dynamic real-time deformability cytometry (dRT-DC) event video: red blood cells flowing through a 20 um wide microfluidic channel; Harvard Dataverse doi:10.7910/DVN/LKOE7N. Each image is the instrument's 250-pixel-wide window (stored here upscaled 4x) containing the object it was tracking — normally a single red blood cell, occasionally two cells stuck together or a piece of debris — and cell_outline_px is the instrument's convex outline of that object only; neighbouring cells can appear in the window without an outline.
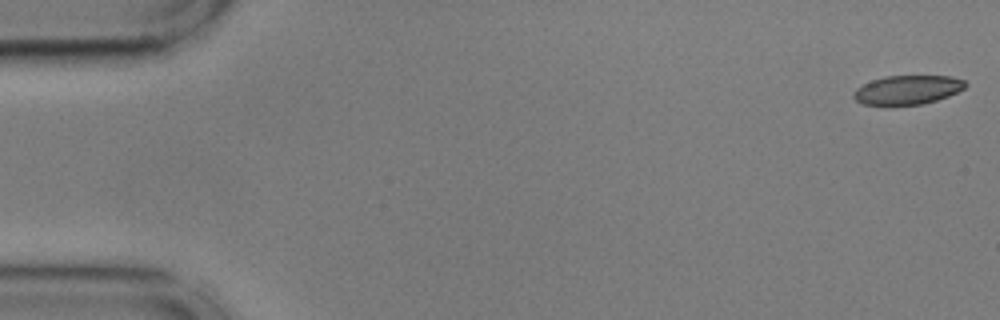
{"species": "common noctule bat (a hibernating species)", "species_latin": "Nyctalus noctula", "temperature_condition": "cold", "stored_images_in_passage": 13, "camera_frame_rate_fps": 3000, "um_per_image_px": 0.085, "animal": {"sex": "male", "body_mass_g": 17.9, "forearm_length_mm": 54.2}, "frame": {"image": 1, "passage_image": 1, "time_ms": 0.0, "image_size_px": [1000, 320], "cell_outline_px": [[968, 84], [964, 88], [948, 96], [936, 100], [920, 104], [864, 104], [856, 100], [852, 96], [856, 88], [872, 80], [884, 76], [948, 76], [964, 80]], "centroid_in_image_um": [77.14, 7.62], "position_along_channel_um": 7.9, "area_um2": 18.55}}